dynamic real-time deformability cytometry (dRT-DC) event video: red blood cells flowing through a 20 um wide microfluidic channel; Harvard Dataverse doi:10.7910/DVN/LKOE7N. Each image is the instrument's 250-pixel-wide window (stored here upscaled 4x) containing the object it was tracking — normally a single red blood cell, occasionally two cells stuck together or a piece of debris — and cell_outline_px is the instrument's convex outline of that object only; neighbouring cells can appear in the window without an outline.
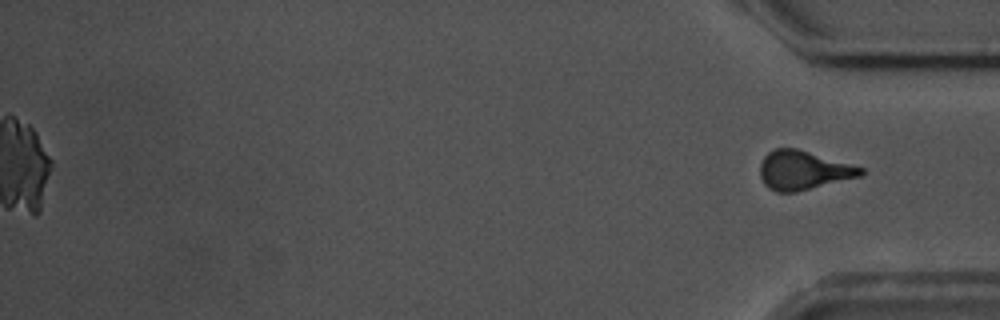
{"species": "common noctule bat (a hibernating species)", "species_latin": "Nyctalus noctula", "temperature_condition": "warm", "stored_images_in_passage": 44, "segment_of_instrument_passage": [2, 2], "camera_frame_rate_fps": 3000, "um_per_image_px": 0.085, "animal": {"sex": "male", "body_mass_g": 17.5, "forearm_length_mm": 52.3}, "frame": {"image": 1, "passage_image": 44, "time_ms": 14.333, "image_size_px": [1000, 320], "cell_outline_px": [[864, 172], [860, 176], [796, 192], [776, 192], [768, 188], [764, 184], [760, 176], [760, 164], [764, 156], [768, 152], [776, 148], [796, 148], [852, 164], [864, 168]], "centroid_in_image_um": [68.25, 14.47], "position_along_channel_um": 366.9, "area_um2": 22.77}}